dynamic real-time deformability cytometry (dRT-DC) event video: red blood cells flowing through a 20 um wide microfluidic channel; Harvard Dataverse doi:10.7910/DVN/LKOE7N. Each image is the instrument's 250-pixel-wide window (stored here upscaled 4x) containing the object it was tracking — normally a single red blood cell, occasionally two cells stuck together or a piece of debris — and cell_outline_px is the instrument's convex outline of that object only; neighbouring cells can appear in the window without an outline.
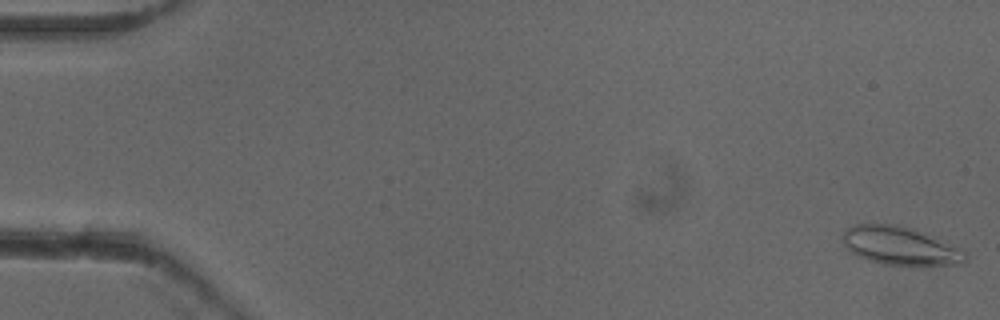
{"species": "common noctule bat (a hibernating species)", "species_latin": "Nyctalus noctula", "temperature_condition": "cold", "stored_images_in_passage": 53, "camera_frame_rate_fps": 3000, "um_per_image_px": 0.085, "animal": {"sex": "female"}, "frame": {"image": 1, "passage_image": 1, "time_ms": 0.0, "image_size_px": [1000, 320], "cell_outline_px": [[968, 260], [964, 264], [884, 264], [856, 256], [844, 244], [844, 232], [848, 228], [856, 224], [896, 224], [916, 228], [960, 248], [964, 252]], "centroid_in_image_um": [76.54, 20.87], "position_along_channel_um": 8.5, "area_um2": 27.05}}
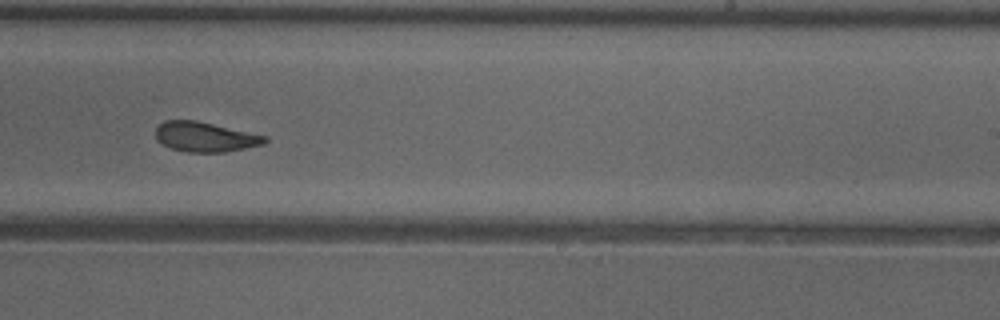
{"frame": {"image": 2, "passage_image": 33, "time_ms": 10.667, "image_size_px": [1000, 320], "cell_outline_px": [[268, 140], [264, 144], [224, 152], [188, 152], [172, 148], [156, 140], [156, 128], [164, 120], [196, 120], [268, 136]], "centroid_in_image_um": [17.45, 11.63], "position_along_channel_um": 271.6, "area_um2": 18.9}}
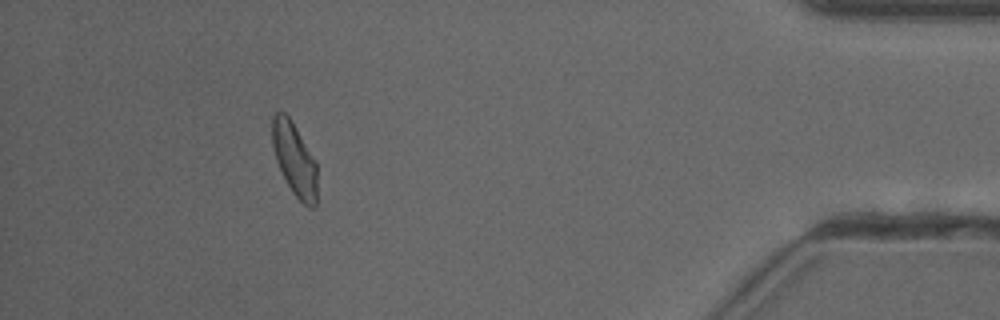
{"frame": {"image": 3, "passage_image": 48, "time_ms": 15.667, "image_size_px": [1000, 320], "cell_outline_px": [[316, 208], [308, 208], [292, 192], [276, 160], [272, 144], [272, 116], [276, 112], [284, 112], [288, 116], [316, 160]], "centroid_in_image_um": [25.04, 13.55], "position_along_channel_um": 410.2, "area_um2": 18.9}, "authors_computed_cell_mechanics": {"area_um2": 19.941, "velocity_mm_per_s": 3.9086, "shape_relaxation_time_tau1_ms": 4.1794, "shape_relaxation_time_tau2_ms": 2.089, "deformation_change_tau1": 0.1475, "deformation_change_tau2": 0.1008}}